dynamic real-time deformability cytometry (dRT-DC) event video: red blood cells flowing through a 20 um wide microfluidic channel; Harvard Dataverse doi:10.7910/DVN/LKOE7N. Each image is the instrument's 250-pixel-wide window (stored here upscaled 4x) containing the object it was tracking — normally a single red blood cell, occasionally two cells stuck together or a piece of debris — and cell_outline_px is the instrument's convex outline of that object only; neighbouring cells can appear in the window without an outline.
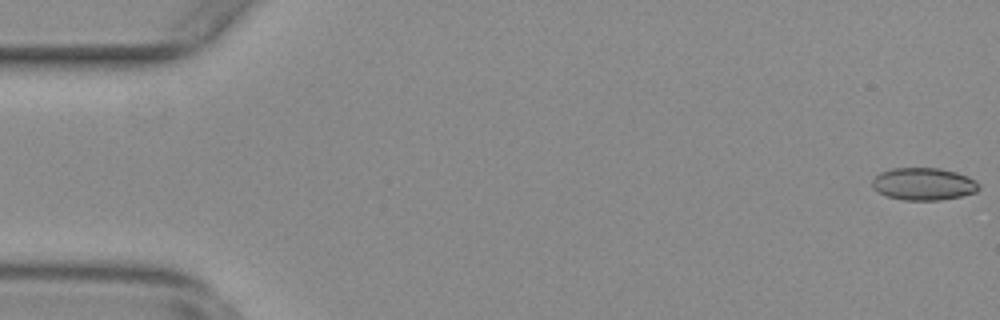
{"species": "common noctule bat (a hibernating species)", "species_latin": "Nyctalus noctula", "temperature_condition": "warm", "stored_images_in_passage": 21, "camera_frame_rate_fps": 3000, "um_per_image_px": 0.085, "animal": {"sex": "female", "body_mass_g": 29.2, "forearm_length_mm": 56.3}, "frame": {"image": 1, "passage_image": 1, "time_ms": 0.0, "image_size_px": [1000, 320], "cell_outline_px": [[980, 188], [976, 192], [960, 196], [940, 200], [904, 200], [888, 196], [872, 188], [872, 180], [880, 172], [892, 168], [940, 168], [956, 172], [968, 176], [976, 180], [980, 184]], "centroid_in_image_um": [78.53, 15.63], "position_along_channel_um": 6.5, "area_um2": 20.17}}